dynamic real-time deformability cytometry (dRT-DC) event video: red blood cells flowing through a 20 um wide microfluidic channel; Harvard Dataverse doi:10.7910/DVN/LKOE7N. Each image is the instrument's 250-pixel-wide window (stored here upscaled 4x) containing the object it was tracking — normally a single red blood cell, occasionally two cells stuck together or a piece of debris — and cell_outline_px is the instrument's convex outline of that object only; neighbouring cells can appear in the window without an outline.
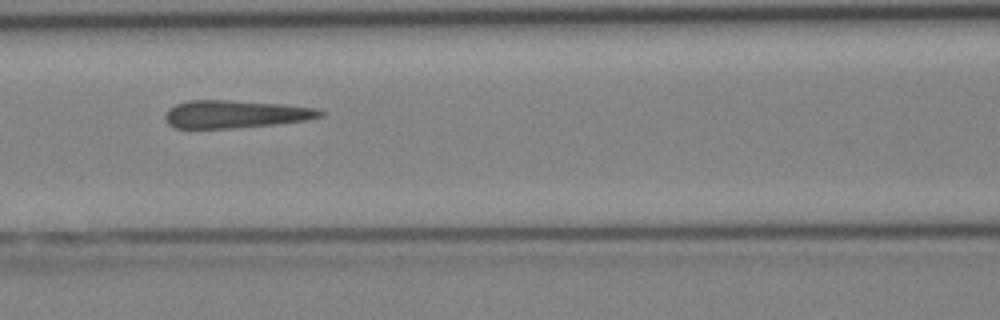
{"species": "Egyptian fruit bat (a non-hibernating species)", "species_latin": "Rousettus aegyptiacus", "temperature_condition": "cold", "stored_images_in_passage": 5, "camera_frame_rate_fps": 3000, "um_per_image_px": 0.085, "animal": {"sex": "female"}, "frame": {"image": 1, "passage_image": 4, "time_ms": 3.667, "image_size_px": [1000, 320], "cell_outline_px": [[328, 112], [324, 116], [304, 120], [276, 124], [232, 128], [176, 128], [168, 124], [164, 120], [164, 116], [168, 108], [176, 104], [188, 100], [224, 100], [280, 104], [316, 108]], "centroid_in_image_um": [19.99, 9.7], "position_along_channel_um": 146.6, "area_um2": 25.09}}
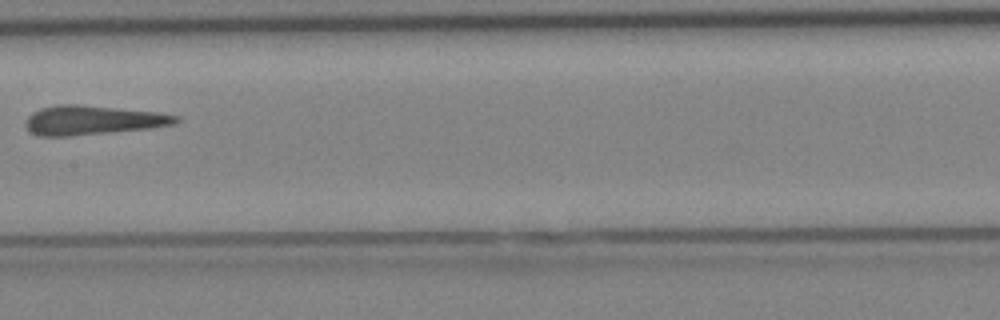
{"frame": {"image": 2, "passage_image": 5, "time_ms": 4.667, "image_size_px": [1000, 320], "cell_outline_px": [[180, 120], [176, 124], [148, 128], [112, 132], [72, 136], [40, 136], [32, 132], [24, 124], [28, 116], [32, 112], [40, 108], [56, 104], [80, 104], [160, 112], [180, 116]], "centroid_in_image_um": [7.89, 10.2], "position_along_channel_um": 199.5, "area_um2": 25.84}}